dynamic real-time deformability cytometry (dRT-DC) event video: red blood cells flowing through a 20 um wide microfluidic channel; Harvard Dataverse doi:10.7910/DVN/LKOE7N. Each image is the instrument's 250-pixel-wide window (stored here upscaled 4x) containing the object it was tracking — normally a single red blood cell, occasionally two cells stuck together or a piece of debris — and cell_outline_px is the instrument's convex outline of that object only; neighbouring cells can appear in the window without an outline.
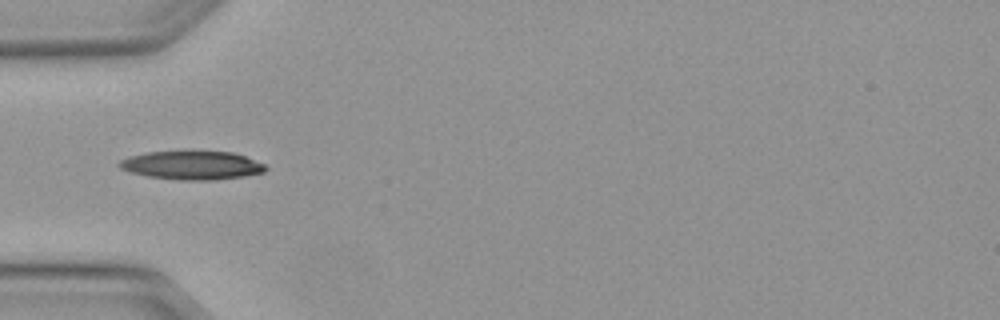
{"species": "Egyptian fruit bat (a non-hibernating species)", "species_latin": "Rousettus aegyptiacus", "temperature_condition": "warm", "stored_images_in_passage": 34, "camera_frame_rate_fps": 3000, "um_per_image_px": 0.085, "animal": {"sex": "female"}, "frame": {"image": 1, "passage_image": 1, "time_ms": 0.0, "image_size_px": [1000, 320], "cell_outline_px": [[268, 168], [264, 172], [244, 176], [216, 180], [180, 180], [148, 176], [128, 172], [120, 168], [116, 164], [120, 160], [128, 156], [144, 152], [192, 148], [232, 152], [244, 156], [264, 164]], "centroid_in_image_um": [16.26, 14.0], "position_along_channel_um": 68.7, "area_um2": 25.55}}
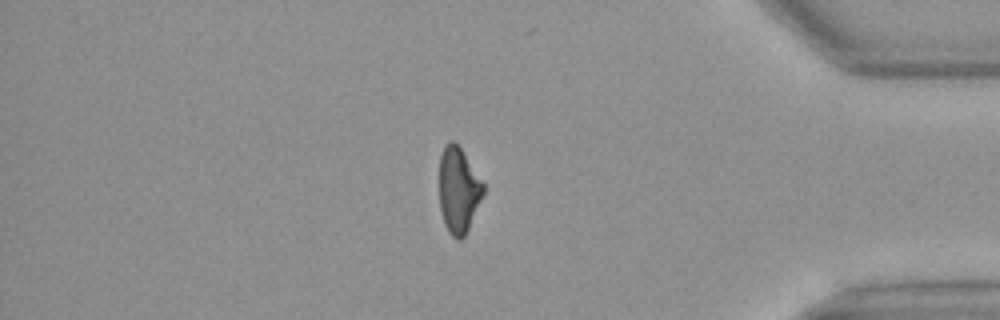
{"frame": {"image": 2, "passage_image": 27, "time_ms": 8.667, "image_size_px": [1000, 320], "cell_outline_px": [[484, 192], [468, 228], [464, 236], [460, 240], [456, 240], [448, 232], [444, 224], [440, 208], [440, 156], [444, 144], [448, 140], [456, 140], [484, 184]], "centroid_in_image_um": [38.95, 16.12], "position_along_channel_um": 396.2, "area_um2": 21.96}}
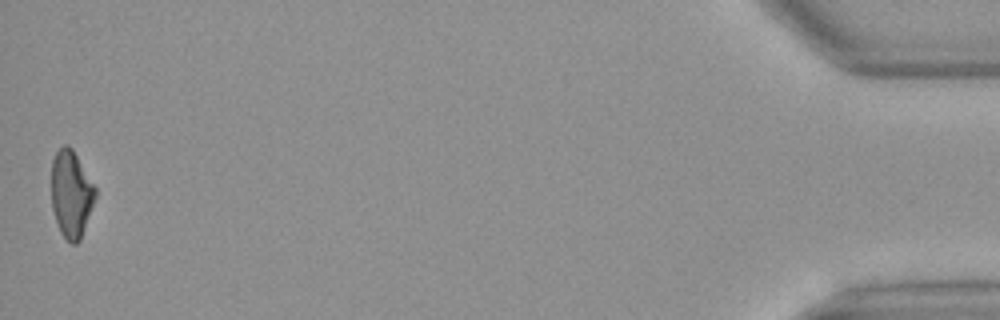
{"frame": {"image": 3, "passage_image": 34, "time_ms": 11.0, "image_size_px": [1000, 320], "cell_outline_px": [[96, 196], [80, 240], [76, 244], [72, 244], [60, 232], [52, 208], [52, 160], [56, 152], [64, 144], [68, 144], [72, 148], [96, 188]], "centroid_in_image_um": [6.05, 16.47], "position_along_channel_um": 429.2, "area_um2": 22.02}, "authors_computed_cell_mechanics": {"area_um2": 23.3223, "velocity_mm_per_s": 4.1375, "shape_relaxation_time_tau1_ms": 7.5503, "shape_relaxation_time_tau2_ms": 6.0301, "deformation_change_tau1": 0.2274, "deformation_change_tau2": 0.1288}}